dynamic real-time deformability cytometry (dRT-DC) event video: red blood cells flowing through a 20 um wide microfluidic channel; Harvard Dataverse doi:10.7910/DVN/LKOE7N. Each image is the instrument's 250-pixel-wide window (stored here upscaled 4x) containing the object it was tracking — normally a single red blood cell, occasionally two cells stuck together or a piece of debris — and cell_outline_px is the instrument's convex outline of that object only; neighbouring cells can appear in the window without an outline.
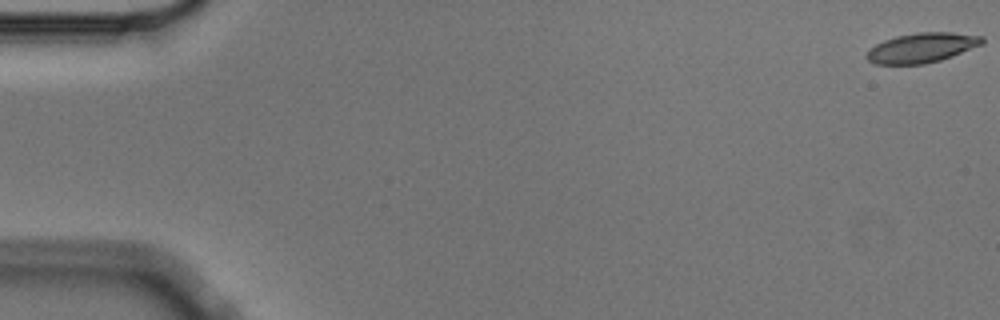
{"species": "Egyptian fruit bat (a non-hibernating species)", "species_latin": "Rousettus aegyptiacus", "temperature_condition": "cold", "stored_images_in_passage": 6, "camera_frame_rate_fps": 3000, "um_per_image_px": 0.085, "animal": {"sex": "male"}, "frame": {"image": 1, "passage_image": 1, "time_ms": 0.0, "image_size_px": [1000, 320], "cell_outline_px": [[984, 44], [952, 56], [940, 60], [924, 64], [876, 64], [868, 60], [864, 56], [868, 48], [884, 40], [896, 36], [916, 32], [952, 32], [984, 36]], "centroid_in_image_um": [78.35, 4.05], "position_along_channel_um": 6.6, "area_um2": 20.23}}
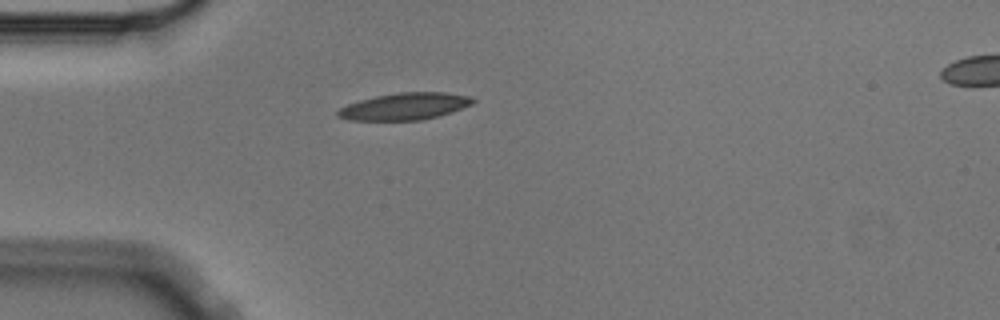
{"frame": {"image": 2, "passage_image": 5, "time_ms": 1.333, "image_size_px": [1000, 320], "cell_outline_px": [[476, 100], [472, 104], [452, 112], [420, 120], [348, 120], [336, 116], [336, 112], [340, 108], [348, 104], [360, 100], [376, 96], [400, 92], [444, 92], [468, 96]], "centroid_in_image_um": [34.38, 9.04], "position_along_channel_um": 50.6, "area_um2": 21.04}}